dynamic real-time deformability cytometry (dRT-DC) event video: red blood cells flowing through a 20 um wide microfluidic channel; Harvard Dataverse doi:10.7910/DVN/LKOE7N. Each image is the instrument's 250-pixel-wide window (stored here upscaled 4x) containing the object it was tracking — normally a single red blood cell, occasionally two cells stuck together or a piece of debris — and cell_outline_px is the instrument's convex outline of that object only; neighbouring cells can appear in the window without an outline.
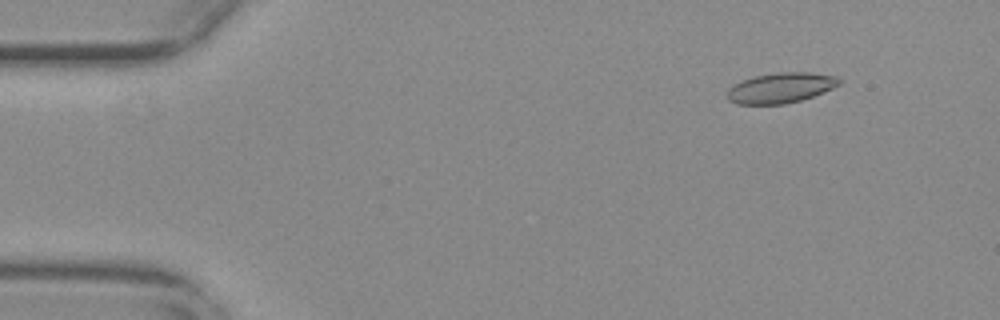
{"species": "common noctule bat (a hibernating species)", "species_latin": "Nyctalus noctula", "temperature_condition": "warm", "stored_images_in_passage": 51, "camera_frame_rate_fps": 3000, "um_per_image_px": 0.085, "animal": {"sex": "female", "body_mass_g": 29.2, "forearm_length_mm": 56.3}, "frame": {"image": 1, "passage_image": 2, "time_ms": 0.333, "image_size_px": [1000, 320], "cell_outline_px": [[840, 84], [832, 88], [812, 96], [800, 100], [784, 104], [736, 104], [728, 100], [728, 88], [732, 84], [740, 80], [752, 76], [776, 72], [808, 72], [836, 76], [840, 80]], "centroid_in_image_um": [66.3, 7.45], "position_along_channel_um": 18.7, "area_um2": 19.83}}
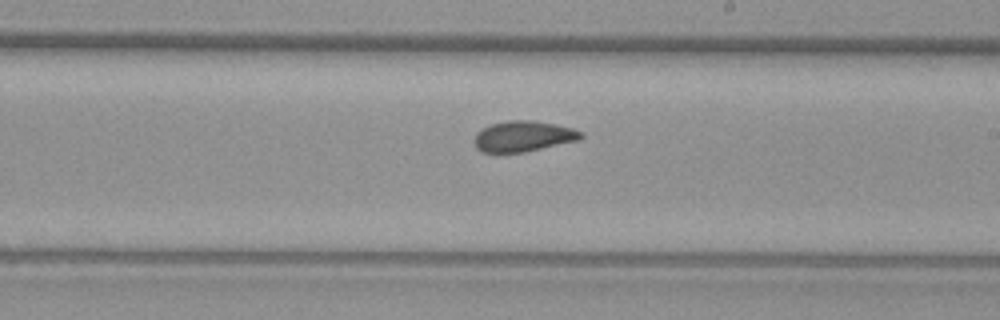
{"frame": {"image": 2, "passage_image": 28, "time_ms": 9.0, "image_size_px": [1000, 320], "cell_outline_px": [[584, 136], [580, 140], [524, 152], [480, 152], [476, 148], [476, 132], [492, 124], [508, 120], [532, 120], [556, 124], [572, 128], [580, 132]], "centroid_in_image_um": [44.51, 11.58], "position_along_channel_um": 244.5, "area_um2": 18.9}}
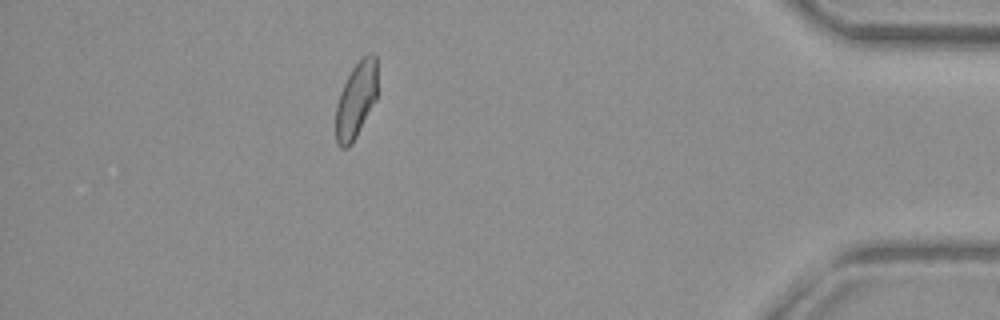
{"frame": {"image": 3, "passage_image": 45, "time_ms": 14.667, "image_size_px": [1000, 320], "cell_outline_px": [[376, 100], [352, 144], [348, 148], [340, 148], [336, 140], [336, 104], [340, 92], [352, 68], [368, 52], [372, 52], [376, 56]], "centroid_in_image_um": [30.26, 8.52], "position_along_channel_um": 404.9, "area_um2": 18.32}, "authors_computed_cell_mechanics": {"area_um2": 19.363, "velocity_mm_per_s": 3.7294, "shape_relaxation_time_tau1_ms": null, "shape_relaxation_time_tau2_ms": 1.9486, "deformation_change_tau1": null, "deformation_change_tau2": 0.0597}}